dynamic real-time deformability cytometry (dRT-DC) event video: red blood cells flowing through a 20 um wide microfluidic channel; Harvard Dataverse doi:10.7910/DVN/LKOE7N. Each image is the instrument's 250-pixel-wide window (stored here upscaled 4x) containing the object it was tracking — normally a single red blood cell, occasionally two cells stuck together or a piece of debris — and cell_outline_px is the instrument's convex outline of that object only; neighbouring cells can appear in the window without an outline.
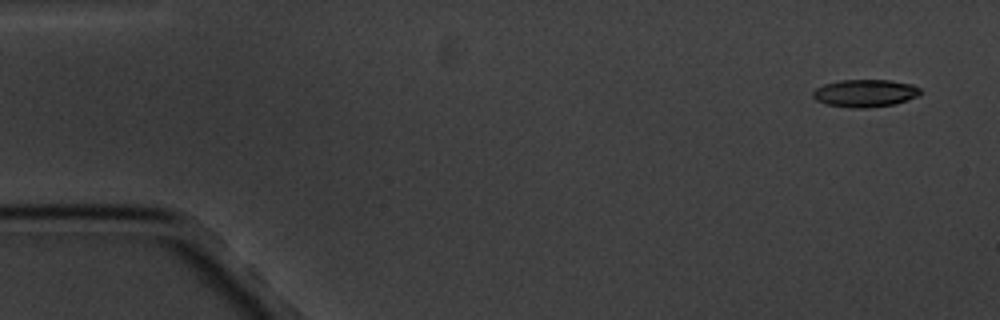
{"species": "common noctule bat (a hibernating species)", "species_latin": "Nyctalus noctula", "temperature_condition": "cold", "stored_images_in_passage": 4, "camera_frame_rate_fps": 3000, "um_per_image_px": 0.085, "animal": {"sex": "male", "body_mass_g": 20.1, "forearm_length_mm": 53.5}, "frame": {"image": 1, "passage_image": 1, "time_ms": 0.0, "image_size_px": [1000, 320], "cell_outline_px": [[924, 92], [916, 96], [892, 104], [864, 108], [852, 108], [824, 104], [816, 100], [812, 96], [812, 92], [816, 88], [824, 84], [840, 80], [888, 80], [912, 84], [920, 88]], "centroid_in_image_um": [73.49, 7.91], "position_along_channel_um": 11.5, "area_um2": 17.17}}